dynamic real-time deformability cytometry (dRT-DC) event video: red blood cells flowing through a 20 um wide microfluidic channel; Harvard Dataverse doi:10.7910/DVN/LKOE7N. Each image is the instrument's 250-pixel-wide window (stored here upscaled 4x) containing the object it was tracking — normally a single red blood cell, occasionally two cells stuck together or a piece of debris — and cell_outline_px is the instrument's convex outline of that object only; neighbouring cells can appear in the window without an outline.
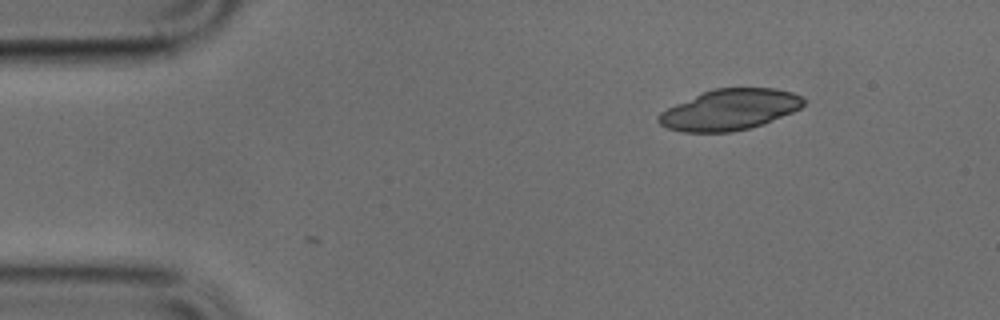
{"species": "common noctule bat (a hibernating species)", "species_latin": "Nyctalus noctula", "temperature_condition": "cold", "stored_images_in_passage": 2, "camera_frame_rate_fps": 3000, "um_per_image_px": 0.085, "animal": {"sex": "male", "body_mass_g": 17.9, "forearm_length_mm": 54.2}, "frame": {"image": 1, "passage_image": 2, "time_ms": 0.333, "image_size_px": [1000, 320], "cell_outline_px": [[804, 104], [800, 108], [792, 112], [764, 124], [732, 132], [684, 132], [668, 128], [660, 124], [656, 120], [656, 116], [660, 112], [676, 104], [712, 88], [776, 88], [792, 92], [800, 96], [804, 100]], "centroid_in_image_um": [62.01, 9.32], "position_along_channel_um": 23.0, "area_um2": 34.39}}